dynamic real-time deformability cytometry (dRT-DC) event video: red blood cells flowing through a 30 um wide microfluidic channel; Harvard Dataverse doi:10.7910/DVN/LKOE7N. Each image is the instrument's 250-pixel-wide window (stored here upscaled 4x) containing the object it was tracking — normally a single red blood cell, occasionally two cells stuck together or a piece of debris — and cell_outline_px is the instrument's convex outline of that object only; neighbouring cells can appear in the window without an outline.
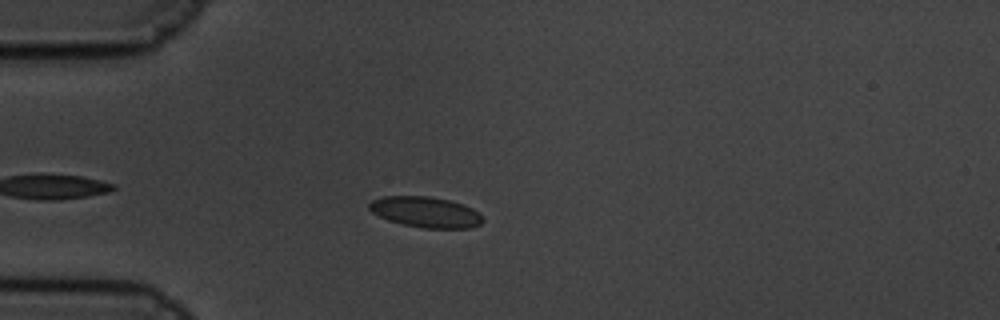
{"species": "common noctule bat (a hibernating species)", "species_latin": "Nyctalus noctula", "temperature_condition": "cold", "stored_images_in_passage": 44, "camera_frame_rate_fps": 3000, "um_per_image_px": 0.085, "animal": {"sex": "male", "body_mass_g": 19.5, "forearm_length_mm": 54.6}, "frame": {"image": 1, "passage_image": 8, "time_ms": 2.333, "image_size_px": [1000, 320], "cell_outline_px": [[484, 220], [480, 224], [472, 228], [424, 228], [404, 224], [388, 220], [372, 212], [368, 208], [368, 204], [372, 200], [384, 196], [428, 196], [448, 200], [464, 204], [472, 208]], "centroid_in_image_um": [36.17, 18.02], "position_along_channel_um": 48.8, "area_um2": 20.17}}
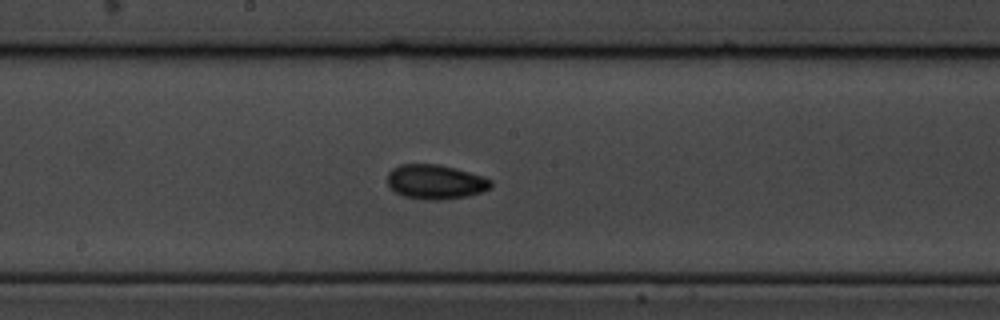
{"frame": {"image": 2, "passage_image": 24, "time_ms": 7.667, "image_size_px": [1000, 320], "cell_outline_px": [[492, 184], [488, 188], [480, 192], [468, 196], [440, 200], [424, 200], [404, 196], [396, 192], [388, 184], [388, 172], [392, 168], [400, 164], [440, 164], [484, 176], [492, 180]], "centroid_in_image_um": [37.01, 15.45], "position_along_channel_um": 211.2, "area_um2": 20.81}}
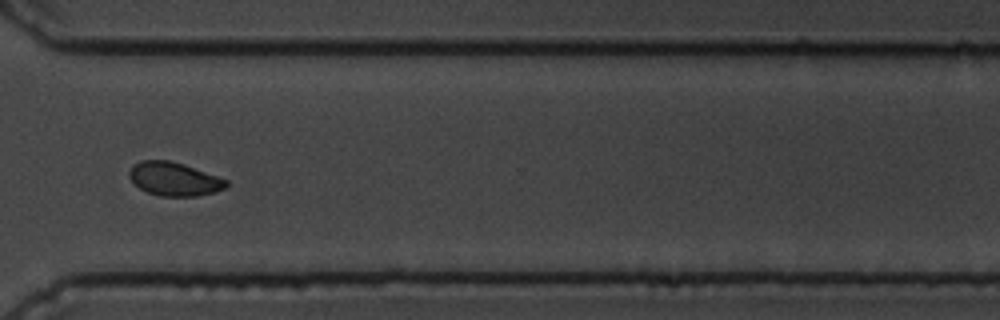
{"frame": {"image": 3, "passage_image": 37, "time_ms": 12.0, "image_size_px": [1000, 320], "cell_outline_px": [[228, 184], [224, 188], [212, 192], [196, 196], [160, 196], [148, 192], [140, 188], [128, 176], [128, 172], [140, 160], [168, 160], [184, 164], [228, 180]], "centroid_in_image_um": [14.8, 15.21], "position_along_channel_um": 355.8, "area_um2": 18.67}, "authors_computed_cell_mechanics": {"area_um2": 19.5942, "velocity_mm_per_s": 3.3315, "shape_relaxation_time_tau1_ms": 3.8609, "shape_relaxation_time_tau2_ms": 2.5281, "deformation_change_tau1": 0.0936, "deformation_change_tau2": 0.0515}}